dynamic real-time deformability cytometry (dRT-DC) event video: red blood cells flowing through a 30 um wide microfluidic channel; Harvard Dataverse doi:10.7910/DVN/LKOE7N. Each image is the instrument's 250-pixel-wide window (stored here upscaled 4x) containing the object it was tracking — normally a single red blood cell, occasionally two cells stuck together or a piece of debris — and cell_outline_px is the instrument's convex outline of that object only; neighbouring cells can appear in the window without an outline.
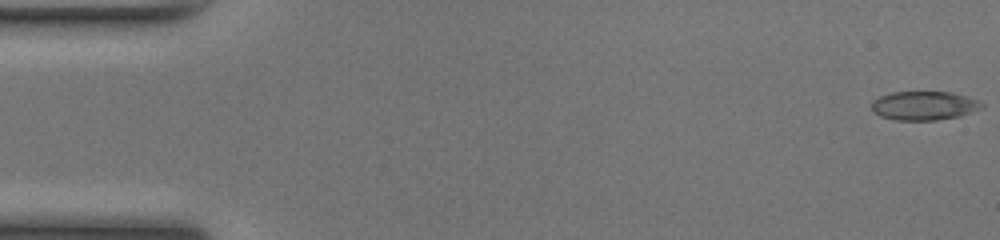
{"species": "common noctule bat (a hibernating species)", "species_latin": "Nyctalus noctula", "temperature_condition": "room temperature", "stored_images_in_passage": 50, "camera_frame_rate_fps": 3000, "um_per_image_px": 0.085, "animal": {"sex": "female", "body_mass_g": 17.0, "forearm_length_mm": 48.0}, "frame": {"image": 1, "passage_image": 1, "time_ms": 0.0, "image_size_px": [1000, 240], "cell_outline_px": [[984, 108], [960, 116], [936, 120], [896, 120], [880, 116], [872, 112], [872, 100], [888, 92], [952, 92], [980, 100], [984, 104]], "centroid_in_image_um": [78.56, 8.98], "position_along_channel_um": 6.4, "area_um2": 18.79}}
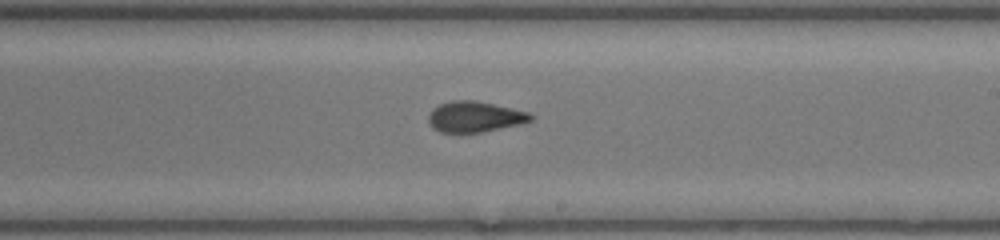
{"frame": {"image": 2, "passage_image": 29, "time_ms": 9.333, "image_size_px": [1000, 240], "cell_outline_px": [[536, 116], [532, 120], [520, 124], [480, 132], [440, 132], [432, 128], [428, 120], [428, 116], [432, 108], [440, 104], [452, 100], [476, 100], [512, 108], [528, 112]], "centroid_in_image_um": [40.35, 9.91], "position_along_channel_um": 248.6, "area_um2": 18.32}}
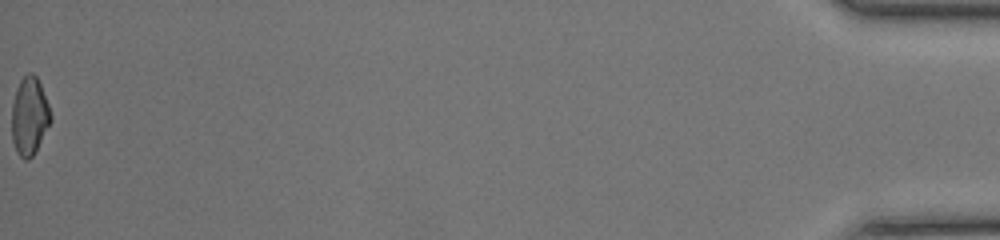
{"frame": {"image": 3, "passage_image": 50, "time_ms": 16.333, "image_size_px": [1000, 240], "cell_outline_px": [[52, 120], [36, 152], [28, 160], [24, 160], [16, 152], [12, 140], [12, 104], [16, 88], [20, 80], [28, 72], [32, 72], [36, 76], [40, 84], [48, 104], [52, 116]], "centroid_in_image_um": [2.5, 9.89], "position_along_channel_um": 432.7, "area_um2": 17.86}, "authors_computed_cell_mechanics": {"area_um2": 18.4671, "velocity_mm_per_s": 4.2177, "shape_relaxation_time_tau1_ms": 8.1905, "shape_relaxation_time_tau2_ms": 1.1994, "deformation_change_tau1": 0.2484, "deformation_change_tau2": 0.0864}}